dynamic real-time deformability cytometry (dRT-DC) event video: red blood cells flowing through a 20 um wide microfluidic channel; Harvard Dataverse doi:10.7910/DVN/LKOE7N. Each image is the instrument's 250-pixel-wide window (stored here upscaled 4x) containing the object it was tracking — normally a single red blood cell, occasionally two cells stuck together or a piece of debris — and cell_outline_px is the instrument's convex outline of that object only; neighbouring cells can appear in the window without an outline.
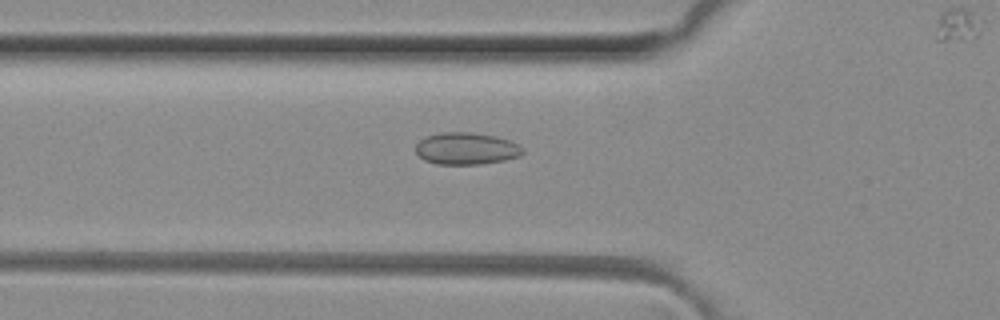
{"species": "common noctule bat (a hibernating species)", "species_latin": "Nyctalus noctula", "temperature_condition": "room temperature", "stored_images_in_passage": 37, "camera_frame_rate_fps": 3000, "um_per_image_px": 0.085, "animal": {"sex": "female", "body_mass_g": 29.2, "forearm_length_mm": 56.3}, "frame": {"image": 1, "passage_image": 10, "time_ms": 3.0, "image_size_px": [1000, 320], "cell_outline_px": [[524, 152], [520, 156], [504, 160], [480, 164], [436, 164], [424, 160], [416, 152], [416, 144], [424, 136], [440, 132], [472, 132], [496, 136], [508, 140], [524, 148]], "centroid_in_image_um": [39.62, 12.62], "position_along_channel_um": 86.2, "area_um2": 20.06}}
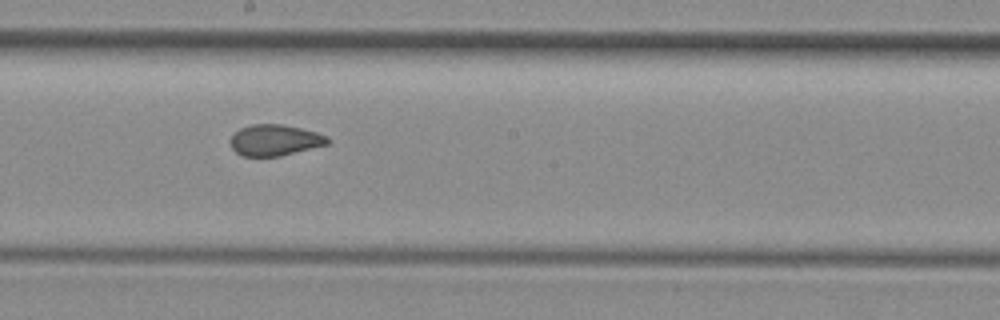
{"frame": {"image": 2, "passage_image": 20, "time_ms": 6.333, "image_size_px": [1000, 320], "cell_outline_px": [[332, 140], [328, 144], [280, 156], [244, 156], [236, 152], [232, 148], [228, 140], [240, 128], [252, 124], [280, 124], [300, 128], [316, 132], [328, 136]], "centroid_in_image_um": [23.36, 11.91], "position_along_channel_um": 224.8, "area_um2": 17.63}}
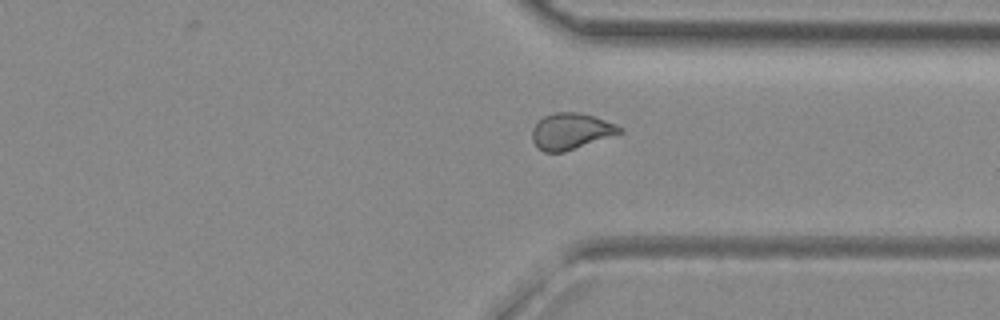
{"frame": {"image": 3, "passage_image": 30, "time_ms": 9.667, "image_size_px": [1000, 320], "cell_outline_px": [[624, 132], [564, 152], [544, 152], [532, 140], [532, 128], [544, 116], [556, 112], [576, 112], [592, 116], [616, 124]], "centroid_in_image_um": [48.52, 11.16], "position_along_channel_um": 362.9, "area_um2": 18.15}}